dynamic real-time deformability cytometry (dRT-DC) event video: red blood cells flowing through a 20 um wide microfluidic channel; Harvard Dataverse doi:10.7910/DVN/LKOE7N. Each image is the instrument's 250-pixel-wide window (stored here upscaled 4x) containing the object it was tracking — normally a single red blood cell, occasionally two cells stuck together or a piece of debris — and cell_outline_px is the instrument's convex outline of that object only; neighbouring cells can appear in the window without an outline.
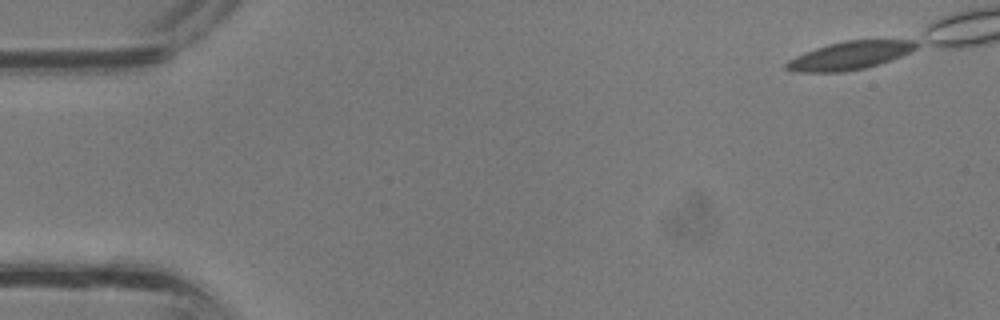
{"species": "common noctule bat (a hibernating species)", "species_latin": "Nyctalus noctula", "temperature_condition": "room temperature", "stored_images_in_passage": 16, "camera_frame_rate_fps": 3000, "um_per_image_px": 0.085, "animal": {"sex": "male", "body_mass_g": 13.3}, "frame": {"image": 1, "passage_image": 1, "time_ms": 0.0, "image_size_px": [1000, 320], "cell_outline_px": [[916, 48], [908, 52], [888, 60], [864, 68], [836, 72], [804, 72], [784, 68], [784, 64], [808, 52], [832, 44], [848, 40], [908, 40], [916, 44]], "centroid_in_image_um": [72.24, 4.72], "position_along_channel_um": 12.8, "area_um2": 20.0}}
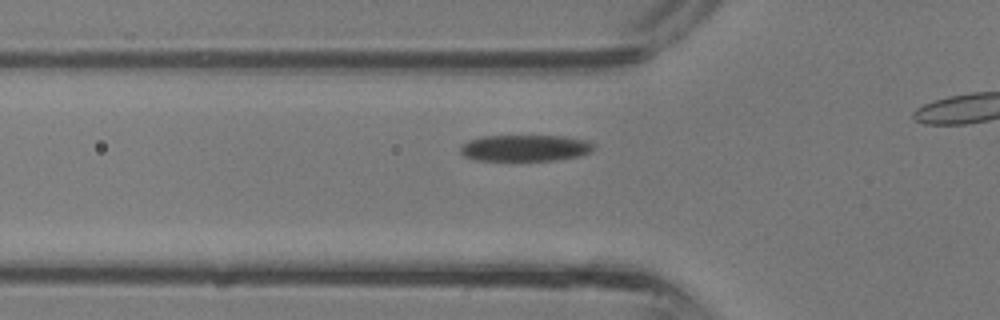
{"frame": {"image": 2, "passage_image": 12, "time_ms": 3.667, "image_size_px": [1000, 320], "cell_outline_px": [[592, 148], [588, 152], [576, 156], [552, 160], [480, 160], [468, 156], [460, 152], [460, 148], [464, 144], [472, 140], [484, 136], [560, 136], [580, 140], [592, 144]], "centroid_in_image_um": [44.58, 12.58], "position_along_channel_um": 81.2, "area_um2": 19.59}}